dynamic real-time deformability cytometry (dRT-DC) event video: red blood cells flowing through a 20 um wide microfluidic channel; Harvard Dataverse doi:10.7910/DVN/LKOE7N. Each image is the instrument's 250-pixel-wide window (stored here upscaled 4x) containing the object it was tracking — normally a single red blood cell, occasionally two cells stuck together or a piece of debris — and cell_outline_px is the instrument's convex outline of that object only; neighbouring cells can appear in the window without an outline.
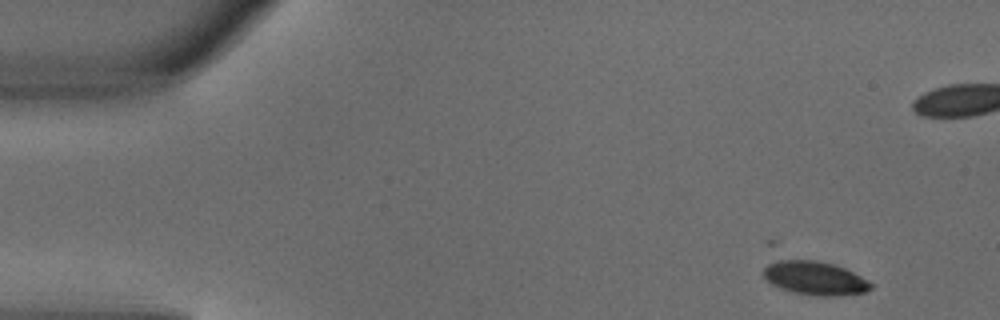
{"species": "common noctule bat (a hibernating species)", "species_latin": "Nyctalus noctula", "temperature_condition": "warm", "stored_images_in_passage": 7, "segment_of_instrument_passage": [1, 2], "camera_frame_rate_fps": 3000, "um_per_image_px": 0.085, "animal": {"sex": "male", "body_mass_g": 18.8}, "frame": {"image": 1, "passage_image": 1, "time_ms": 0.0, "image_size_px": [1000, 320], "cell_outline_px": [[872, 288], [864, 292], [840, 296], [816, 296], [792, 292], [780, 288], [772, 284], [764, 276], [764, 268], [768, 264], [780, 260], [816, 260], [832, 264], [844, 268], [868, 280], [872, 284]], "centroid_in_image_um": [69.28, 23.65], "position_along_channel_um": 15.7, "area_um2": 20.87}}
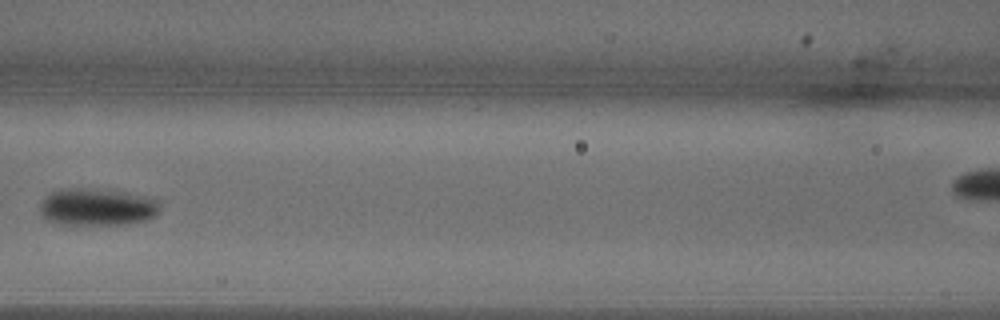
{"frame": {"image": 2, "passage_image": 6, "time_ms": 1.667, "image_size_px": [1000, 320], "cell_outline_px": [[160, 212], [156, 216], [148, 220], [128, 224], [72, 228], [56, 224], [48, 220], [40, 212], [40, 204], [44, 196], [60, 188], [96, 188], [124, 192], [148, 196], [156, 200], [160, 204]], "centroid_in_image_um": [8.24, 17.64], "position_along_channel_um": 158.4, "area_um2": 27.51}}